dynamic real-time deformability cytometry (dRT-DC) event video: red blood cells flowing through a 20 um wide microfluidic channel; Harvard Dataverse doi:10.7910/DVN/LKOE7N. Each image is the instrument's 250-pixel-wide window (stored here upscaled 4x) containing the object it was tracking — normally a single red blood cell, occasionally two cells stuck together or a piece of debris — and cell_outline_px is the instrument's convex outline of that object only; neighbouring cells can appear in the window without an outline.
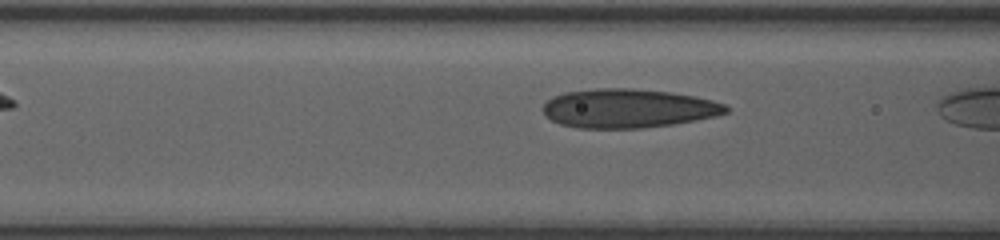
{"species": "human", "species_latin": "Homo sapiens", "temperature_condition": "room temperature", "stored_images_in_passage": 7, "camera_frame_rate_fps": 3000, "um_per_image_px": 0.085, "donor": {"sex": "female"}, "frame": {"image": 1, "passage_image": 5, "time_ms": 1.333, "image_size_px": [1000, 240], "cell_outline_px": [[728, 112], [716, 116], [696, 120], [672, 124], [640, 128], [580, 128], [560, 124], [552, 120], [544, 112], [544, 104], [552, 96], [564, 92], [596, 88], [632, 88], [672, 92], [696, 96], [712, 100], [724, 104], [728, 108]], "centroid_in_image_um": [53.4, 9.2], "position_along_channel_um": 113.2, "area_um2": 41.5}}